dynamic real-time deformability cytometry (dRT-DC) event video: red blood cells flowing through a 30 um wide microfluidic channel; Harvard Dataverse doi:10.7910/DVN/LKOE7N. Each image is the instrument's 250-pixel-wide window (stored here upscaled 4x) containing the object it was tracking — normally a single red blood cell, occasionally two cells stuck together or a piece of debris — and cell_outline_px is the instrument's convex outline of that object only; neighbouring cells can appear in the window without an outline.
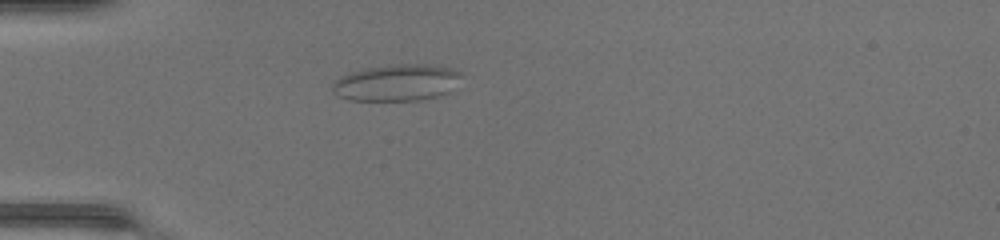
{"species": "common noctule bat (a hibernating species)", "species_latin": "Nyctalus noctula", "temperature_condition": "warm", "stored_images_in_passage": 34, "camera_frame_rate_fps": 3000, "um_per_image_px": 0.085, "animal": {"sex": "female", "body_mass_g": 17.0, "forearm_length_mm": 48.0}, "frame": {"image": 1, "passage_image": 1, "time_ms": 0.0, "image_size_px": [1000, 240], "cell_outline_px": [[460, 76], [448, 92], [440, 96], [420, 100], [348, 100], [332, 92], [332, 84], [340, 76], [364, 68], [392, 64], [432, 64], [448, 68], [460, 72]], "centroid_in_image_um": [33.68, 7.02], "position_along_channel_um": 51.3, "area_um2": 27.34}}
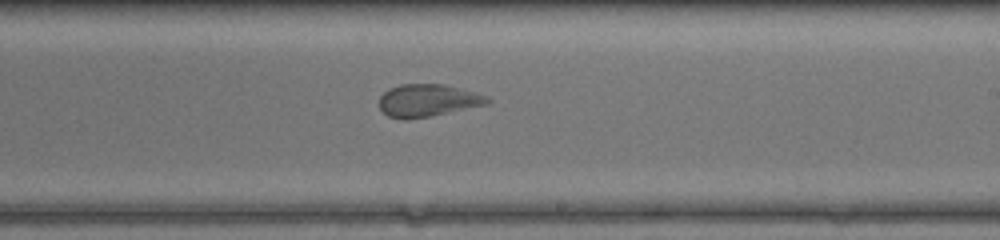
{"frame": {"image": 2, "passage_image": 16, "time_ms": 5.0, "image_size_px": [1000, 240], "cell_outline_px": [[492, 100], [488, 104], [432, 116], [400, 120], [388, 116], [380, 108], [380, 96], [388, 88], [400, 84], [444, 84], [476, 92], [488, 96]], "centroid_in_image_um": [36.37, 8.54], "position_along_channel_um": 252.6, "area_um2": 20.63}}
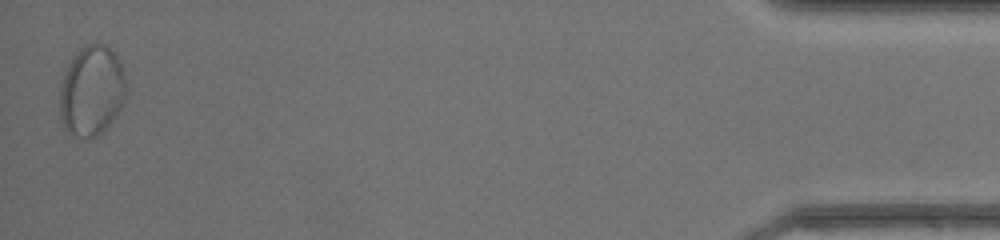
{"frame": {"image": 3, "passage_image": 34, "time_ms": 11.0, "image_size_px": [1000, 240], "cell_outline_px": [[128, 84], [124, 100], [116, 116], [96, 136], [88, 140], [76, 136], [64, 128], [60, 116], [60, 88], [68, 64], [80, 48], [88, 44], [104, 44], [120, 60], [124, 68]], "centroid_in_image_um": [7.82, 7.72], "position_along_channel_um": 427.4, "area_um2": 34.97}}